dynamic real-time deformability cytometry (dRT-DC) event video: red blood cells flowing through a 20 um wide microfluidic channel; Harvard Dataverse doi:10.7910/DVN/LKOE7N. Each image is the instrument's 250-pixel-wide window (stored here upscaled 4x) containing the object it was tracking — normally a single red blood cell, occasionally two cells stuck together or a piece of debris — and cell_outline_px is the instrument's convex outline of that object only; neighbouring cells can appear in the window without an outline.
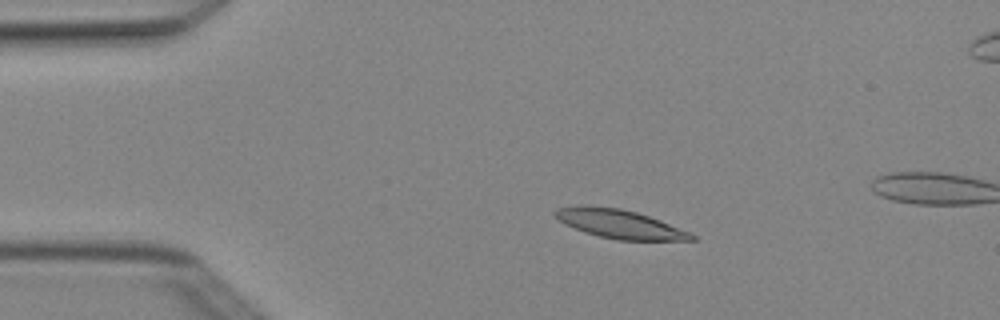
{"species": "Egyptian fruit bat (a non-hibernating species)", "species_latin": "Rousettus aegyptiacus", "temperature_condition": "cold", "stored_images_in_passage": 5, "camera_frame_rate_fps": 3000, "um_per_image_px": 0.085, "animal": {"sex": "female"}, "frame": {"image": 1, "passage_image": 3, "time_ms": 0.667, "image_size_px": [1000, 320], "cell_outline_px": [[696, 240], [616, 240], [584, 232], [564, 224], [552, 212], [556, 208], [580, 204], [588, 204], [620, 208], [636, 212], [660, 220], [692, 232], [696, 236]], "centroid_in_image_um": [52.65, 19.02], "position_along_channel_um": 32.3, "area_um2": 23.18}}